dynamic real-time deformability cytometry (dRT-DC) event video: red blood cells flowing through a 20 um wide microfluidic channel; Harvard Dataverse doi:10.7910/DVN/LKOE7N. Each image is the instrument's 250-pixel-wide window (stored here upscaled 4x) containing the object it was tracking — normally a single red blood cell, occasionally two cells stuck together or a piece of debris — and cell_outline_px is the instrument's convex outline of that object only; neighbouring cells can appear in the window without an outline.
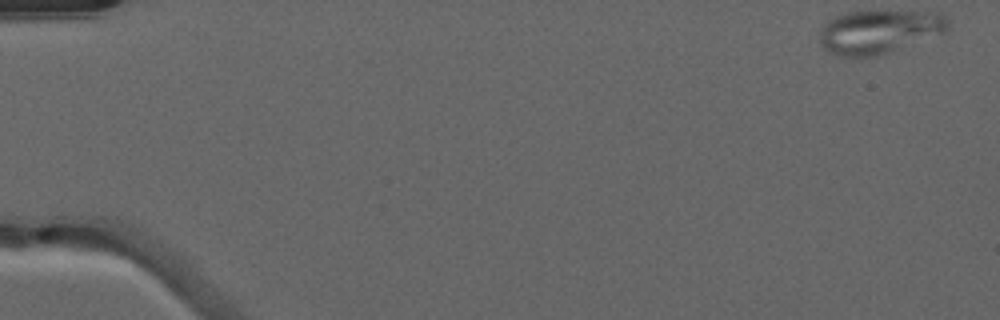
{"species": "common noctule bat (a hibernating species)", "species_latin": "Nyctalus noctula", "temperature_condition": "warm", "stored_images_in_passage": 50, "camera_frame_rate_fps": 3000, "um_per_image_px": 0.085, "animal": {"sex": "male", "forearm_length_mm": 52.5}, "frame": {"image": 1, "passage_image": 1, "time_ms": 0.0, "image_size_px": [1000, 320], "cell_outline_px": [[948, 32], [892, 52], [880, 56], [836, 56], [828, 52], [820, 44], [820, 32], [824, 24], [828, 20], [844, 12], [940, 12], [948, 20]], "centroid_in_image_um": [74.74, 2.71], "position_along_channel_um": 10.3, "area_um2": 32.83}}
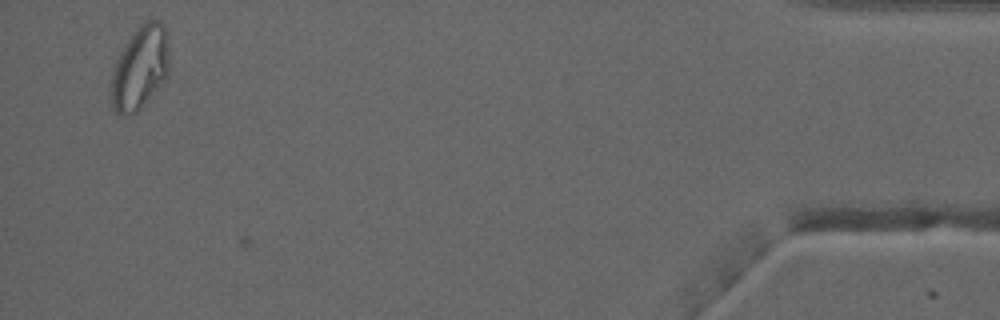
{"frame": {"image": 2, "passage_image": 49, "time_ms": 16.0, "image_size_px": [1000, 320], "cell_outline_px": [[168, 76], [140, 108], [136, 112], [120, 116], [112, 108], [112, 68], [124, 44], [132, 32], [144, 20], [160, 20], [164, 24], [168, 32]], "centroid_in_image_um": [11.91, 5.7], "position_along_channel_um": 423.3, "area_um2": 28.38}, "authors_computed_cell_mechanics": {"area_um2": 21.7906, "velocity_mm_per_s": 4.0476, "shape_relaxation_time_tau1_ms": null, "shape_relaxation_time_tau2_ms": 2.7088, "deformation_change_tau1": null, "deformation_change_tau2": 0.06}}